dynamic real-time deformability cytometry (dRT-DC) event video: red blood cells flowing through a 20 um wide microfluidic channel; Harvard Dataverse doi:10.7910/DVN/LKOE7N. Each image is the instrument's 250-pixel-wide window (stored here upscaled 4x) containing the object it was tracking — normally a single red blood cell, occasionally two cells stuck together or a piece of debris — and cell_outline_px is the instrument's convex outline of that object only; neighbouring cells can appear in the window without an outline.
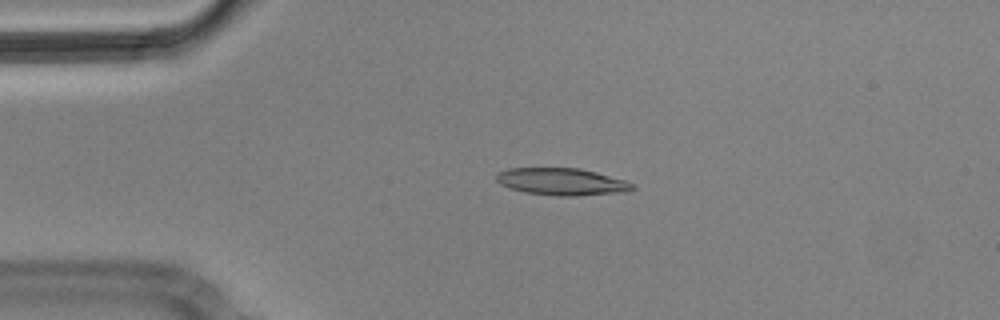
{"species": "Egyptian fruit bat (a non-hibernating species)", "species_latin": "Rousettus aegyptiacus", "temperature_condition": "cold", "stored_images_in_passage": 4, "camera_frame_rate_fps": 3000, "um_per_image_px": 0.085, "animal": {"sex": "male"}, "frame": {"image": 1, "passage_image": 3, "time_ms": 0.667, "image_size_px": [1000, 320], "cell_outline_px": [[636, 188], [628, 192], [576, 196], [556, 196], [524, 192], [500, 184], [496, 180], [496, 176], [500, 172], [508, 168], [580, 168], [628, 180], [636, 184]], "centroid_in_image_um": [47.85, 15.45], "position_along_channel_um": 37.2, "area_um2": 21.79}}